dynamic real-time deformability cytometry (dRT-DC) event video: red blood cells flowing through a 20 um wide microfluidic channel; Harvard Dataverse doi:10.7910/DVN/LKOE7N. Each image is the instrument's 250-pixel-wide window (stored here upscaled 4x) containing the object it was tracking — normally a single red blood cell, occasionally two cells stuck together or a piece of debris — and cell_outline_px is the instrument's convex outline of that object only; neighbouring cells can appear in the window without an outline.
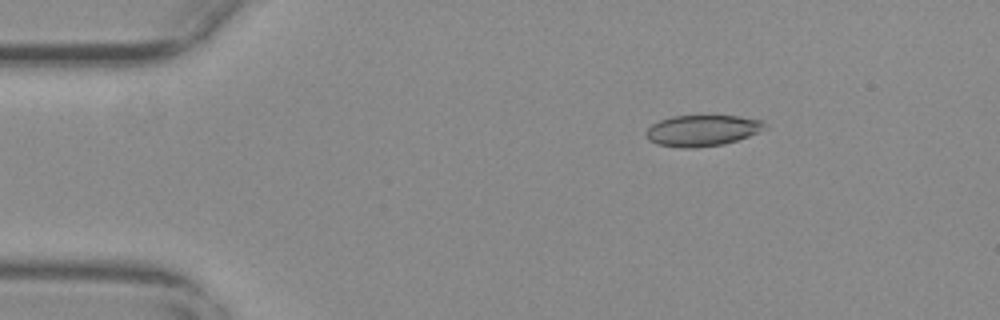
{"species": "common noctule bat (a hibernating species)", "species_latin": "Nyctalus noctula", "temperature_condition": "warm", "stored_images_in_passage": 50, "camera_frame_rate_fps": 3000, "um_per_image_px": 0.085, "animal": {"sex": "female", "body_mass_g": 29.2, "forearm_length_mm": 56.3}, "frame": {"image": 1, "passage_image": 3, "time_ms": 0.667, "image_size_px": [1000, 320], "cell_outline_px": [[768, 128], [748, 136], [724, 144], [696, 148], [680, 148], [656, 144], [648, 140], [644, 132], [652, 124], [660, 120], [672, 116], [740, 116], [764, 120]], "centroid_in_image_um": [59.69, 11.1], "position_along_channel_um": 25.3, "area_um2": 21.73}}
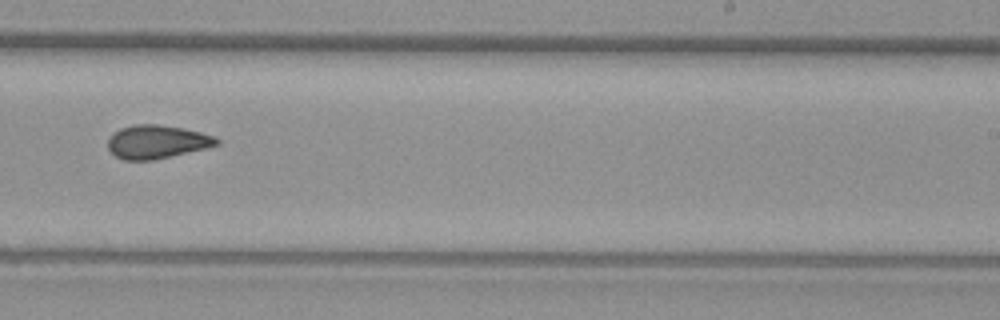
{"frame": {"image": 2, "passage_image": 29, "time_ms": 9.333, "image_size_px": [1000, 320], "cell_outline_px": [[220, 144], [204, 148], [152, 160], [124, 160], [116, 156], [108, 148], [108, 136], [120, 128], [136, 124], [156, 124], [184, 128], [216, 136], [220, 140]], "centroid_in_image_um": [13.32, 12.04], "position_along_channel_um": 275.7, "area_um2": 21.1}}
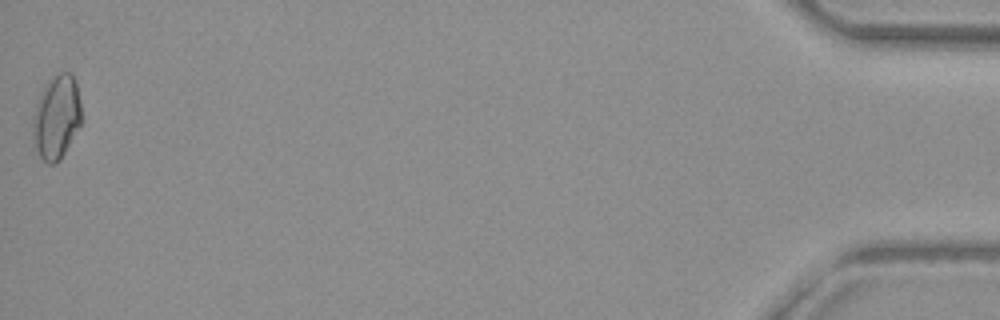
{"frame": {"image": 3, "passage_image": 50, "time_ms": 16.333, "image_size_px": [1000, 320], "cell_outline_px": [[84, 120], [60, 160], [52, 164], [48, 164], [40, 156], [36, 148], [32, 132], [32, 116], [36, 104], [48, 80], [52, 76], [60, 72], [72, 72], [76, 84], [80, 100]], "centroid_in_image_um": [4.83, 9.95], "position_along_channel_um": 430.4, "area_um2": 24.04}, "authors_computed_cell_mechanics": {"area_um2": 21.2704, "velocity_mm_per_s": 3.688, "shape_relaxation_time_tau1_ms": null, "shape_relaxation_time_tau2_ms": 2.5416, "deformation_change_tau1": null, "deformation_change_tau2": 0.0803}}